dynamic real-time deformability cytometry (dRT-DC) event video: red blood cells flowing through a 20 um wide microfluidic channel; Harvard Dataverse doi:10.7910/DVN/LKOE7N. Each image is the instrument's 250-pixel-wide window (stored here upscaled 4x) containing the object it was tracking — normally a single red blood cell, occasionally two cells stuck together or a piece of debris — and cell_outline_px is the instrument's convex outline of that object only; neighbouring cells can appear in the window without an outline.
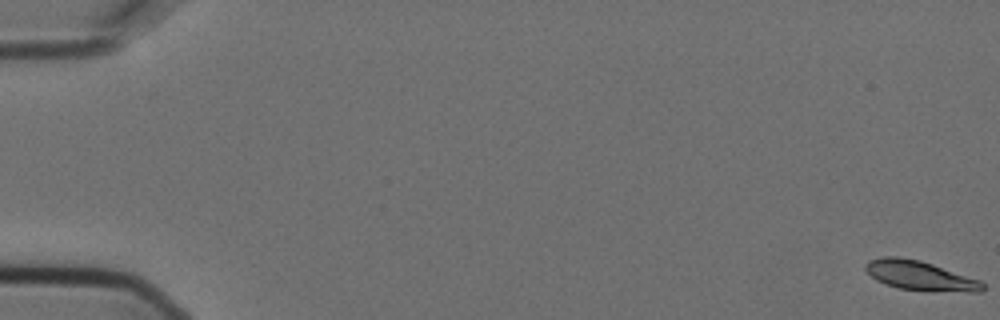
{"species": "Egyptian fruit bat (a non-hibernating species)", "species_latin": "Rousettus aegyptiacus", "temperature_condition": "cold", "stored_images_in_passage": 7, "camera_frame_rate_fps": 3000, "um_per_image_px": 0.085, "animal": {"sex": "female"}, "frame": {"image": 1, "passage_image": 1, "time_ms": 0.0, "image_size_px": [1000, 320], "cell_outline_px": [[984, 288], [980, 292], [932, 292], [900, 288], [884, 284], [876, 280], [864, 268], [864, 264], [868, 260], [884, 256], [896, 256], [920, 260], [980, 280], [984, 284]], "centroid_in_image_um": [78.2, 23.44], "position_along_channel_um": 6.8, "area_um2": 20.29}}
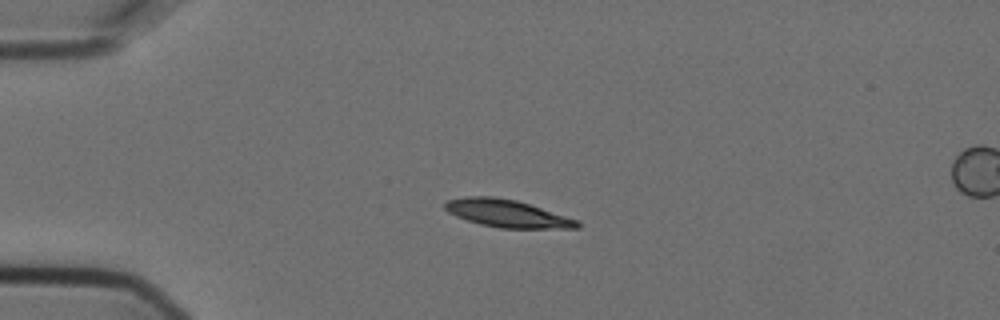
{"frame": {"image": 2, "passage_image": 5, "time_ms": 1.333, "image_size_px": [1000, 320], "cell_outline_px": [[580, 228], [500, 228], [480, 224], [456, 216], [448, 212], [444, 208], [444, 204], [448, 200], [464, 196], [492, 196], [516, 200], [580, 220]], "centroid_in_image_um": [43.11, 18.14], "position_along_channel_um": 41.9, "area_um2": 21.21}}
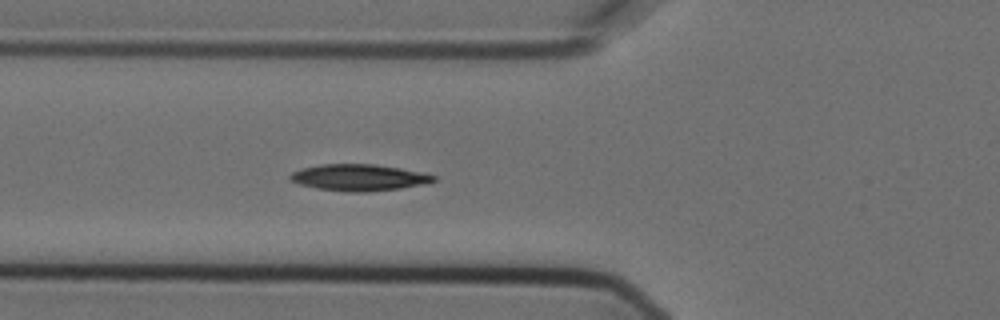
{"frame": {"image": 3, "passage_image": 7, "time_ms": 2.0, "image_size_px": [1000, 320], "cell_outline_px": [[436, 180], [428, 184], [400, 188], [368, 192], [348, 192], [316, 188], [300, 184], [288, 180], [288, 176], [292, 172], [300, 168], [320, 164], [376, 164], [424, 172], [436, 176]], "centroid_in_image_um": [30.51, 15.08], "position_along_channel_um": 95.3, "area_um2": 22.48}}